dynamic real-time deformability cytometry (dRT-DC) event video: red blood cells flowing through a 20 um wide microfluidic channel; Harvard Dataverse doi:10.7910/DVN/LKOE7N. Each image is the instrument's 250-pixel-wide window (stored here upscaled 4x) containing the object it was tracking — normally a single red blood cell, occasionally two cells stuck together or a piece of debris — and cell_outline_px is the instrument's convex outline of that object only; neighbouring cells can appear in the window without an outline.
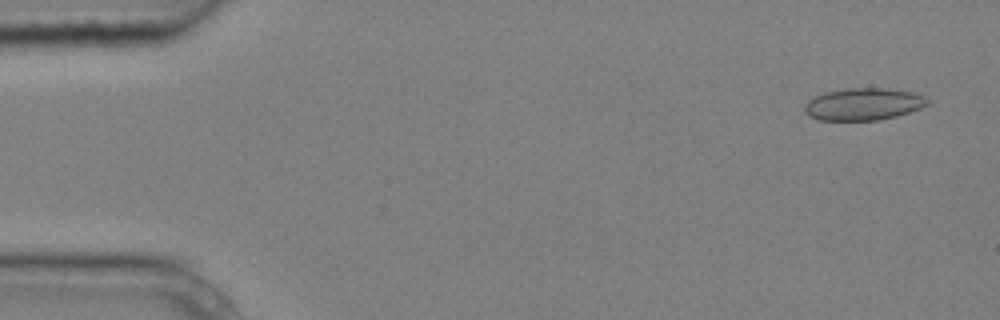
{"species": "common noctule bat (a hibernating species)", "species_latin": "Nyctalus noctula", "temperature_condition": "cold", "stored_images_in_passage": 4, "camera_frame_rate_fps": 3000, "um_per_image_px": 0.085, "animal": {"sex": "male", "body_mass_g": 20.4}, "frame": {"image": 1, "passage_image": 1, "time_ms": 0.0, "image_size_px": [1000, 320], "cell_outline_px": [[928, 104], [920, 108], [896, 116], [876, 120], [820, 120], [808, 116], [804, 112], [804, 104], [808, 100], [824, 92], [848, 88], [884, 88], [912, 92], [924, 96], [928, 100]], "centroid_in_image_um": [73.35, 8.85], "position_along_channel_um": 11.7, "area_um2": 22.95}}
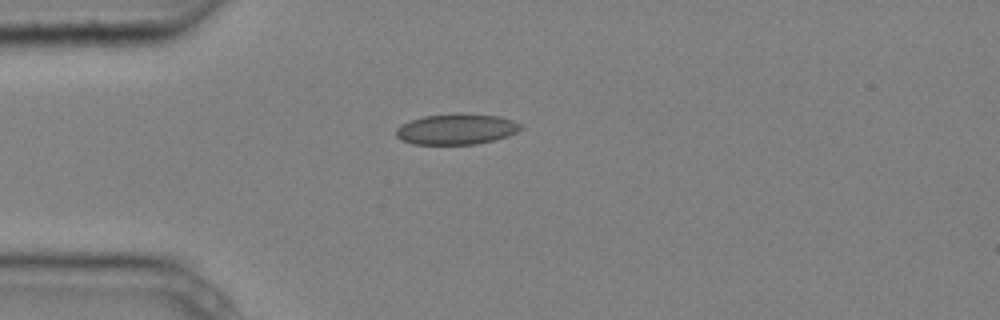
{"frame": {"image": 2, "passage_image": 4, "time_ms": 1.0, "image_size_px": [1000, 320], "cell_outline_px": [[524, 128], [508, 136], [476, 144], [412, 144], [400, 140], [396, 136], [396, 128], [400, 124], [424, 116], [456, 112], [464, 112], [500, 116], [524, 124]], "centroid_in_image_um": [38.82, 10.95], "position_along_channel_um": 46.2, "area_um2": 22.77}}